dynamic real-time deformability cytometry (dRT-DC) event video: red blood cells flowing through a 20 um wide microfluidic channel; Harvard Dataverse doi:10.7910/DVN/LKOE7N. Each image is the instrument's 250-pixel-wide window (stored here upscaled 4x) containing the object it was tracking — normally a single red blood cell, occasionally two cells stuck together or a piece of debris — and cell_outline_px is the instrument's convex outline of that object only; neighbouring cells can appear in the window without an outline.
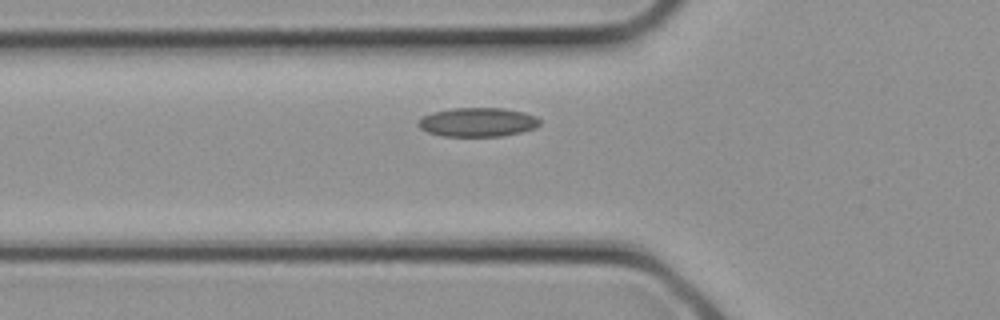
{"species": "common noctule bat (a hibernating species)", "species_latin": "Nyctalus noctula", "temperature_condition": "cold", "stored_images_in_passage": 11, "camera_frame_rate_fps": 3000, "um_per_image_px": 0.085, "animal": {"sex": "female", "body_mass_g": 21.9}, "frame": {"image": 1, "passage_image": 7, "time_ms": 2.0, "image_size_px": [1000, 320], "cell_outline_px": [[540, 124], [536, 128], [504, 136], [440, 136], [428, 132], [420, 128], [416, 124], [424, 116], [432, 112], [452, 108], [504, 108], [524, 112], [536, 116], [540, 120]], "centroid_in_image_um": [40.61, 10.38], "position_along_channel_um": 85.2, "area_um2": 20.63}}
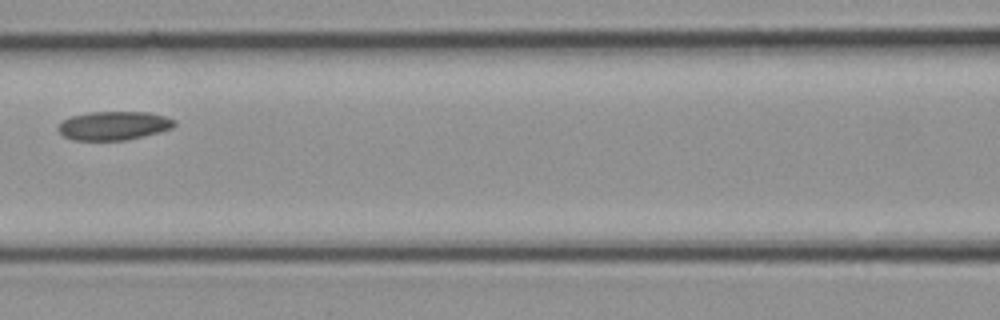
{"frame": {"image": 2, "passage_image": 10, "time_ms": 3.0, "image_size_px": [1000, 320], "cell_outline_px": [[176, 124], [172, 128], [160, 132], [128, 140], [72, 140], [64, 136], [56, 128], [64, 120], [72, 116], [88, 112], [148, 112], [164, 116], [176, 120]], "centroid_in_image_um": [9.69, 10.68], "position_along_channel_um": 156.9, "area_um2": 19.48}}